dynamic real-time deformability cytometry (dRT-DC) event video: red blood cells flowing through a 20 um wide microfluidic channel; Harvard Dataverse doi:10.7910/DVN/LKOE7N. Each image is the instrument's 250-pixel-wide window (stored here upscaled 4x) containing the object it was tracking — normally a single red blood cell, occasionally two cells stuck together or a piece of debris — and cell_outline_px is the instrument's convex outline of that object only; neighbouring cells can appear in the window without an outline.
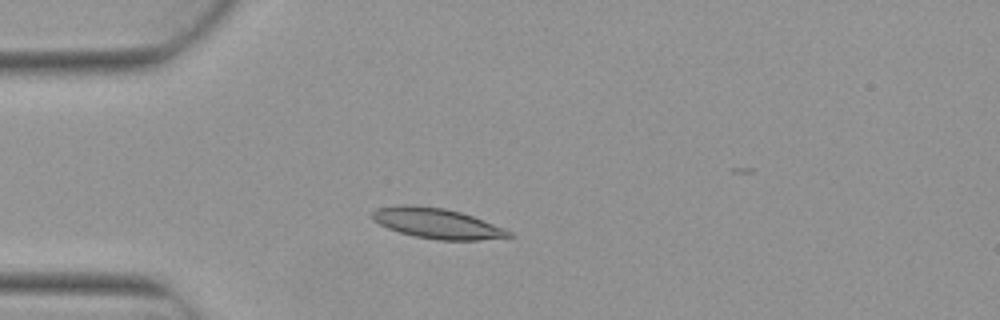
{"species": "Egyptian fruit bat (a non-hibernating species)", "species_latin": "Rousettus aegyptiacus", "temperature_condition": "warm", "stored_images_in_passage": 5, "camera_frame_rate_fps": 3000, "um_per_image_px": 0.085, "animal": {"sex": "female"}, "frame": {"image": 1, "passage_image": 4, "time_ms": 1.0, "image_size_px": [1000, 320], "cell_outline_px": [[516, 236], [480, 240], [440, 240], [416, 236], [400, 232], [388, 228], [380, 224], [372, 216], [372, 212], [376, 208], [400, 204], [408, 204], [444, 208], [460, 212], [472, 216], [504, 228], [512, 232]], "centroid_in_image_um": [37.17, 18.98], "position_along_channel_um": 47.8, "area_um2": 23.93}}